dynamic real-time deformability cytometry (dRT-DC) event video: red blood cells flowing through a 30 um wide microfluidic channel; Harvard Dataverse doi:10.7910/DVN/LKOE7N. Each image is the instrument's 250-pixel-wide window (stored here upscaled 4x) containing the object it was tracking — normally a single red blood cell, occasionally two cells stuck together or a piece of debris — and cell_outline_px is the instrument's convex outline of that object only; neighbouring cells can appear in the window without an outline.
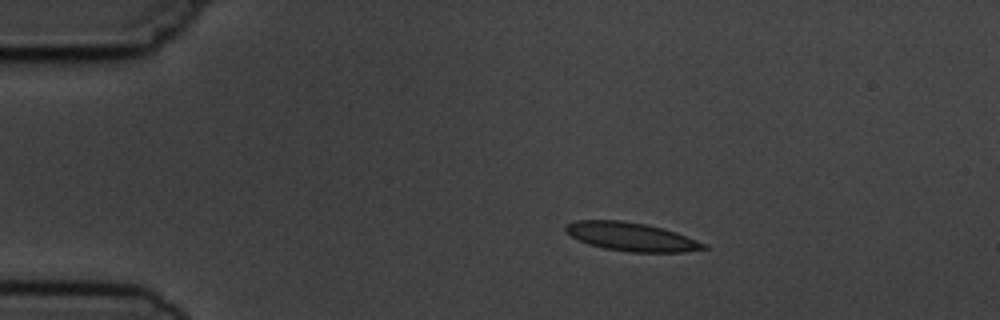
{"species": "common noctule bat (a hibernating species)", "species_latin": "Nyctalus noctula", "temperature_condition": "cold", "stored_images_in_passage": 5, "camera_frame_rate_fps": 3000, "um_per_image_px": 0.085, "animal": {"sex": "male", "body_mass_g": 19.5, "forearm_length_mm": 54.6}, "frame": {"image": 1, "passage_image": 2, "time_ms": 1.0, "image_size_px": [1000, 320], "cell_outline_px": [[708, 248], [684, 252], [632, 252], [604, 248], [588, 244], [572, 236], [564, 228], [568, 224], [576, 220], [620, 220], [644, 224], [676, 232], [708, 244]], "centroid_in_image_um": [53.7, 20.13], "position_along_channel_um": 31.3, "area_um2": 22.66}}
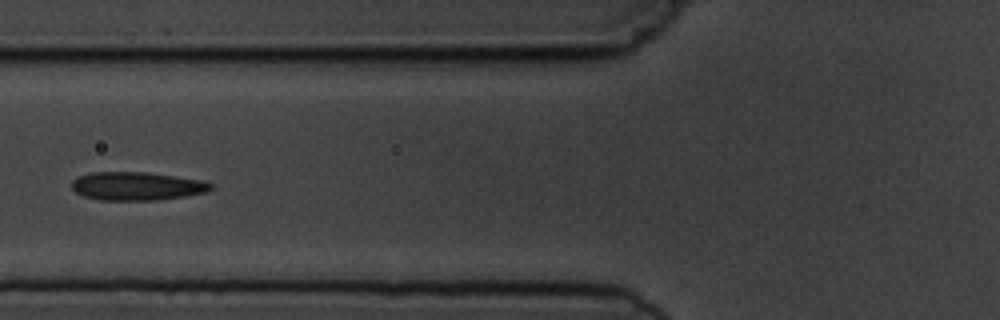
{"frame": {"image": 2, "passage_image": 5, "time_ms": 4.667, "image_size_px": [1000, 320], "cell_outline_px": [[212, 188], [208, 192], [184, 196], [156, 200], [100, 200], [84, 196], [76, 192], [72, 188], [72, 180], [80, 176], [92, 172], [148, 172], [204, 180], [212, 184]], "centroid_in_image_um": [11.66, 15.81], "position_along_channel_um": 114.1, "area_um2": 23.0}}